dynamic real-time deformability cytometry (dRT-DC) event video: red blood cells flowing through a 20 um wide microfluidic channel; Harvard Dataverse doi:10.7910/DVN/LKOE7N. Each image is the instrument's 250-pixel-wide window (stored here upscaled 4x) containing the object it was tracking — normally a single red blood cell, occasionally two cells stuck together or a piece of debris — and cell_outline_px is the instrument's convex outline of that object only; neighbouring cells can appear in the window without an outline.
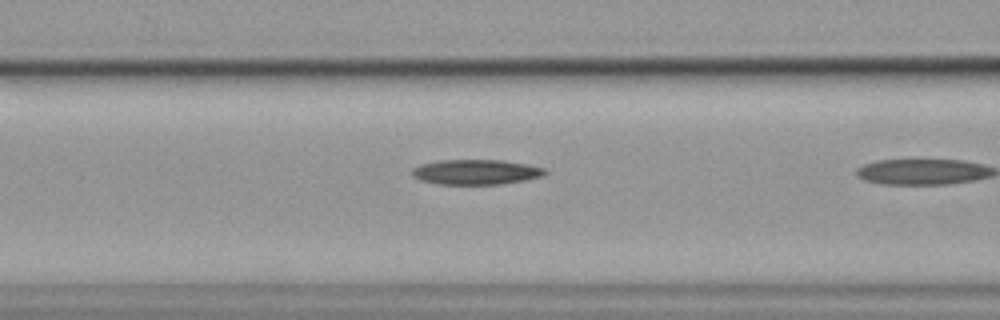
{"species": "common noctule bat (a hibernating species)", "species_latin": "Nyctalus noctula", "temperature_condition": "cold", "stored_images_in_passage": 17, "camera_frame_rate_fps": 3000, "um_per_image_px": 0.085, "animal": {"sex": "female", "body_mass_g": 19.9}, "frame": {"image": 1, "passage_image": 16, "time_ms": 5.0, "image_size_px": [1000, 320], "cell_outline_px": [[548, 172], [544, 176], [524, 180], [500, 184], [436, 184], [420, 180], [412, 176], [412, 168], [420, 164], [440, 160], [500, 160], [524, 164], [544, 168]], "centroid_in_image_um": [40.42, 14.62], "position_along_channel_um": 126.2, "area_um2": 19.36}}